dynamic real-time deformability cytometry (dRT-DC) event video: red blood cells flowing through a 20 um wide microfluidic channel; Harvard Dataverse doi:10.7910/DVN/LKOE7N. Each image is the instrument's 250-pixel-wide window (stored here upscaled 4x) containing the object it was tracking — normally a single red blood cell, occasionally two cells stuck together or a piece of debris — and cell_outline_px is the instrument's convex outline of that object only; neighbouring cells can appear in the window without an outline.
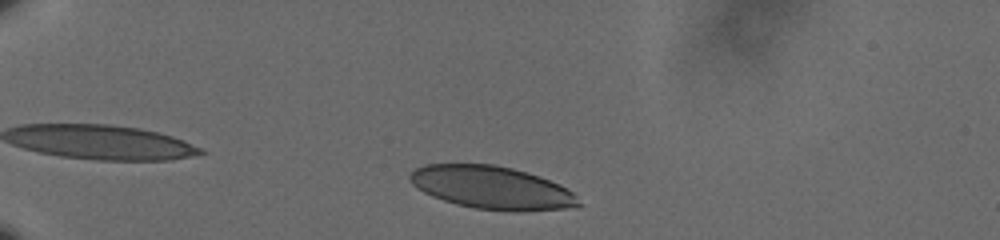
{"species": "human", "species_latin": "Homo sapiens", "temperature_condition": "cold", "stored_images_in_passage": 39, "camera_frame_rate_fps": 3000, "um_per_image_px": 0.085, "donor": {"sex": "male"}, "frame": {"image": 1, "passage_image": 3, "time_ms": 0.667, "image_size_px": [1000, 240], "cell_outline_px": [[580, 204], [564, 208], [520, 212], [516, 212], [476, 208], [456, 204], [432, 196], [416, 188], [408, 180], [408, 176], [416, 168], [424, 164], [492, 164], [512, 168], [540, 176], [560, 184], [572, 192], [576, 196]], "centroid_in_image_um": [41.77, 15.94], "position_along_channel_um": 43.2, "area_um2": 42.08}}
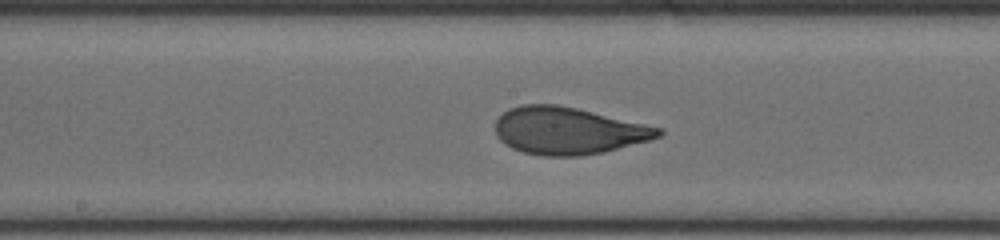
{"frame": {"image": 2, "passage_image": 21, "time_ms": 6.667, "image_size_px": [1000, 240], "cell_outline_px": [[664, 132], [660, 136], [648, 140], [604, 152], [580, 156], [544, 156], [524, 152], [512, 148], [504, 144], [496, 136], [496, 120], [508, 108], [524, 104], [556, 104], [576, 108], [664, 128]], "centroid_in_image_um": [48.29, 11.11], "position_along_channel_um": 199.9, "area_um2": 44.8}}
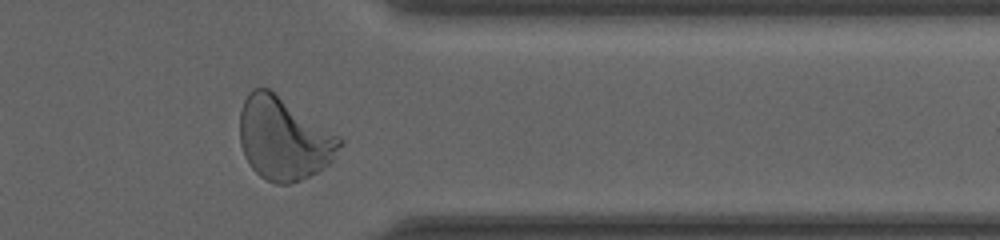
{"frame": {"image": 3, "passage_image": 37, "time_ms": 12.0, "image_size_px": [1000, 240], "cell_outline_px": [[344, 144], [332, 160], [324, 168], [300, 180], [288, 184], [276, 184], [260, 176], [248, 164], [244, 156], [240, 144], [240, 112], [244, 100], [248, 92], [252, 88], [268, 88], [340, 136], [344, 140]], "centroid_in_image_um": [24.11, 11.78], "position_along_channel_um": 387.3, "area_um2": 48.21}, "authors_computed_cell_mechanics": {"area_um2": 44.4482, "velocity_mm_per_s": 3.5847, "shape_relaxation_time_tau1_ms": 3.8861, "shape_relaxation_time_tau2_ms": null, "deformation_change_tau1": 0.1731, "deformation_change_tau2": null}}